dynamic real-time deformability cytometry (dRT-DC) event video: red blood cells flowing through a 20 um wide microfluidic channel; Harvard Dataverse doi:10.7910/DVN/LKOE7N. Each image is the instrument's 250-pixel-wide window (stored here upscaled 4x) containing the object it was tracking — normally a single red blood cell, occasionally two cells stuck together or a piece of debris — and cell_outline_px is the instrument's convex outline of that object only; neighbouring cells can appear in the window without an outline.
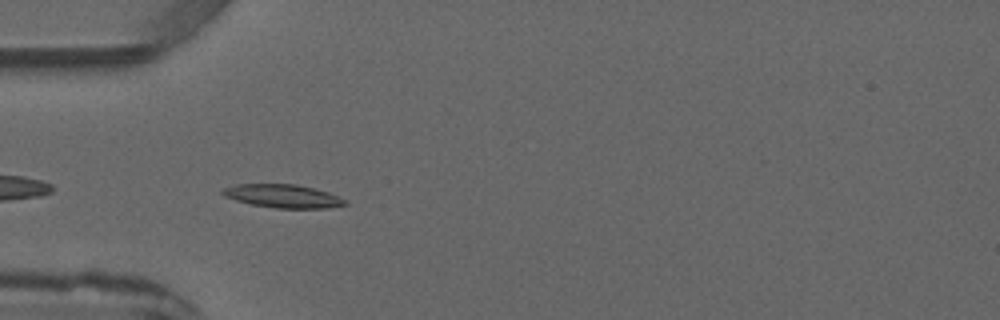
{"species": "common noctule bat (a hibernating species)", "species_latin": "Nyctalus noctula", "temperature_condition": "warm", "stored_images_in_passage": 6, "camera_frame_rate_fps": 3000, "um_per_image_px": 0.085, "animal": {"sex": "male", "forearm_length_mm": 52.5}, "frame": {"image": 1, "passage_image": 5, "time_ms": 4.667, "image_size_px": [1000, 320], "cell_outline_px": [[348, 204], [328, 208], [276, 208], [252, 204], [236, 200], [224, 196], [220, 192], [224, 188], [236, 184], [296, 184], [328, 192], [348, 200]], "centroid_in_image_um": [24.07, 16.67], "position_along_channel_um": 60.9, "area_um2": 16.59}}
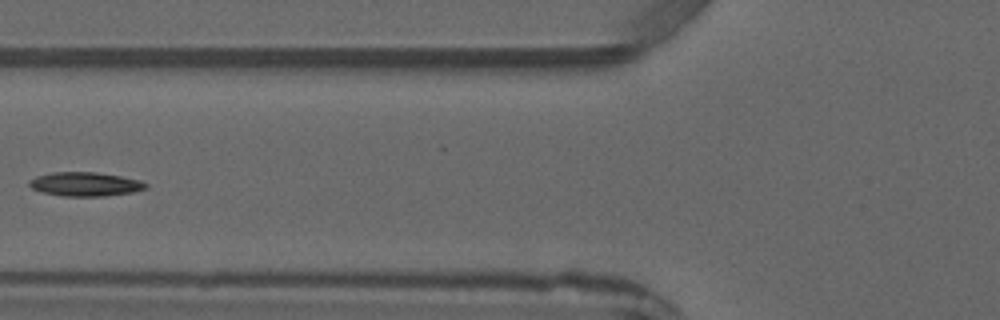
{"frame": {"image": 2, "passage_image": 6, "time_ms": 6.0, "image_size_px": [1000, 320], "cell_outline_px": [[148, 184], [144, 188], [132, 192], [104, 196], [60, 196], [44, 192], [32, 188], [28, 184], [28, 180], [36, 176], [52, 172], [96, 172], [120, 176], [140, 180]], "centroid_in_image_um": [7.2, 15.64], "position_along_channel_um": 118.6, "area_um2": 16.18}}